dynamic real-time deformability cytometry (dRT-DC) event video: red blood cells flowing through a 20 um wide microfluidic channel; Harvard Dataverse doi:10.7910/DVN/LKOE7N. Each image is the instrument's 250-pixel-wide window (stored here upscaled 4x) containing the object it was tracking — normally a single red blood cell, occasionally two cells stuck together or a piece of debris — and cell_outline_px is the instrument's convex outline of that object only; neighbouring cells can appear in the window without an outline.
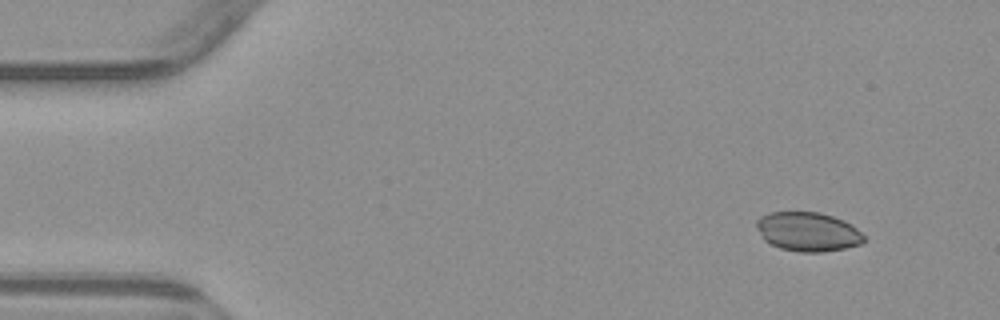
{"species": "common noctule bat (a hibernating species)", "species_latin": "Nyctalus noctula", "temperature_condition": "warm", "stored_images_in_passage": 5, "segment_of_instrument_passage": [1, 2], "camera_frame_rate_fps": 3000, "um_per_image_px": 0.085, "animal": {"sex": "male", "body_mass_g": 23.1, "forearm_length_mm": 52.7}, "frame": {"image": 1, "passage_image": 1, "time_ms": 0.0, "image_size_px": [1000, 320], "cell_outline_px": [[864, 240], [860, 244], [844, 248], [820, 252], [800, 252], [780, 248], [764, 240], [756, 228], [756, 220], [760, 216], [768, 212], [820, 212], [844, 220], [852, 224], [864, 236]], "centroid_in_image_um": [68.64, 19.68], "position_along_channel_um": 16.4, "area_um2": 24.51}}
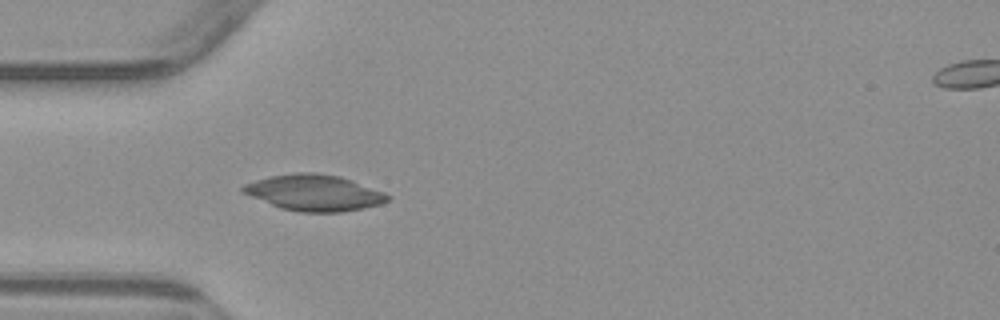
{"frame": {"image": 2, "passage_image": 4, "time_ms": 3.667, "image_size_px": [1000, 320], "cell_outline_px": [[392, 196], [388, 200], [380, 204], [364, 208], [340, 212], [300, 212], [280, 208], [240, 192], [240, 188], [244, 184], [256, 180], [272, 176], [296, 172], [316, 172], [340, 176], [352, 180], [384, 192]], "centroid_in_image_um": [26.7, 16.38], "position_along_channel_um": 58.3, "area_um2": 30.46}}